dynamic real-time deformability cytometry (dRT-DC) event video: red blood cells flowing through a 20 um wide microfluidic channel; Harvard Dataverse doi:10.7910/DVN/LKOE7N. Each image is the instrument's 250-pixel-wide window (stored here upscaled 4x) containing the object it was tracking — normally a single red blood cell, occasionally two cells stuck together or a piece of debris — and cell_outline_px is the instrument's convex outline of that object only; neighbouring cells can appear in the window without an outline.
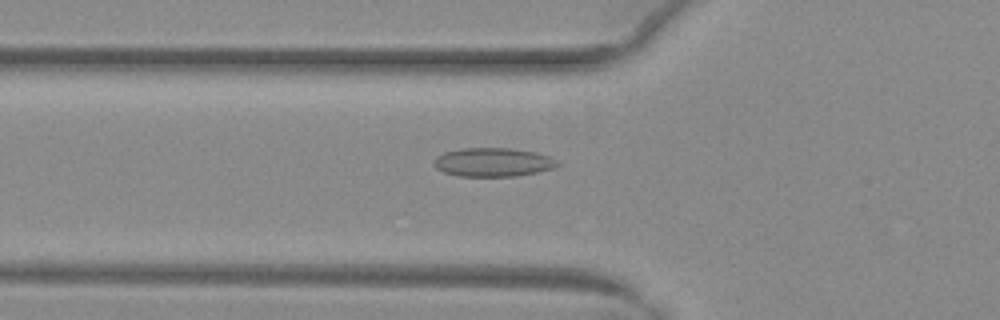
{"species": "common noctule bat (a hibernating species)", "species_latin": "Nyctalus noctula", "temperature_condition": "warm", "stored_images_in_passage": 36, "camera_frame_rate_fps": 3000, "um_per_image_px": 0.085, "animal": {"sex": "female", "body_mass_g": 29.2, "forearm_length_mm": 56.3}, "frame": {"image": 1, "passage_image": 3, "time_ms": 0.667, "image_size_px": [1000, 320], "cell_outline_px": [[560, 164], [556, 168], [516, 176], [456, 176], [444, 172], [436, 168], [432, 164], [432, 160], [436, 156], [444, 152], [460, 148], [512, 148], [536, 152], [548, 156], [556, 160]], "centroid_in_image_um": [41.87, 13.78], "position_along_channel_um": 83.9, "area_um2": 20.92}}
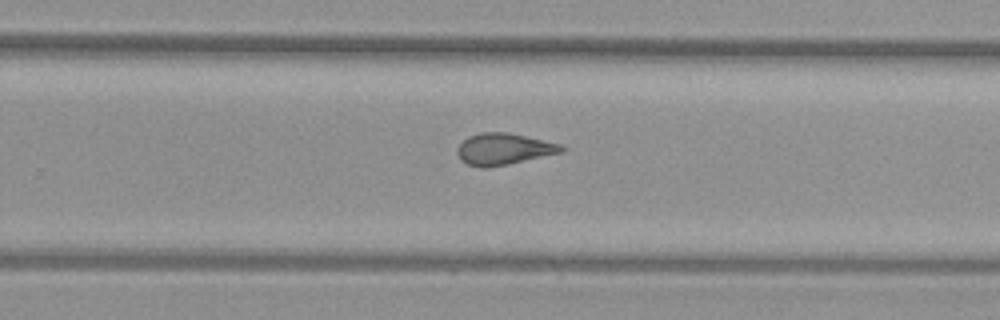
{"frame": {"image": 2, "passage_image": 18, "time_ms": 5.667, "image_size_px": [1000, 320], "cell_outline_px": [[564, 152], [508, 164], [484, 168], [480, 168], [468, 164], [460, 160], [456, 152], [456, 148], [468, 136], [480, 132], [508, 132], [564, 144]], "centroid_in_image_um": [42.82, 12.66], "position_along_channel_um": 287.0, "area_um2": 19.36}}
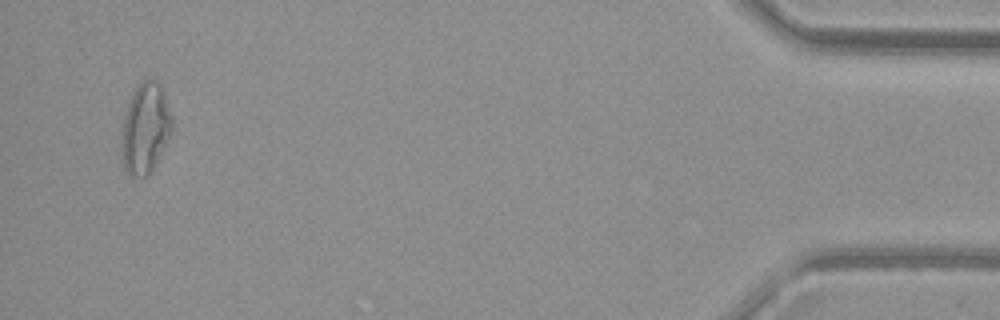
{"frame": {"image": 3, "passage_image": 34, "time_ms": 11.0, "image_size_px": [1000, 320], "cell_outline_px": [[172, 132], [152, 168], [144, 176], [128, 176], [124, 168], [120, 148], [120, 140], [124, 116], [128, 104], [140, 80], [152, 80], [160, 84], [172, 116]], "centroid_in_image_um": [12.32, 10.92], "position_along_channel_um": 422.9, "area_um2": 26.3}, "authors_computed_cell_mechanics": {"area_um2": 19.5075, "velocity_mm_per_s": 4.0543, "shape_relaxation_time_tau1_ms": null, "shape_relaxation_time_tau2_ms": 1.821, "deformation_change_tau1": null, "deformation_change_tau2": 0.0919}}